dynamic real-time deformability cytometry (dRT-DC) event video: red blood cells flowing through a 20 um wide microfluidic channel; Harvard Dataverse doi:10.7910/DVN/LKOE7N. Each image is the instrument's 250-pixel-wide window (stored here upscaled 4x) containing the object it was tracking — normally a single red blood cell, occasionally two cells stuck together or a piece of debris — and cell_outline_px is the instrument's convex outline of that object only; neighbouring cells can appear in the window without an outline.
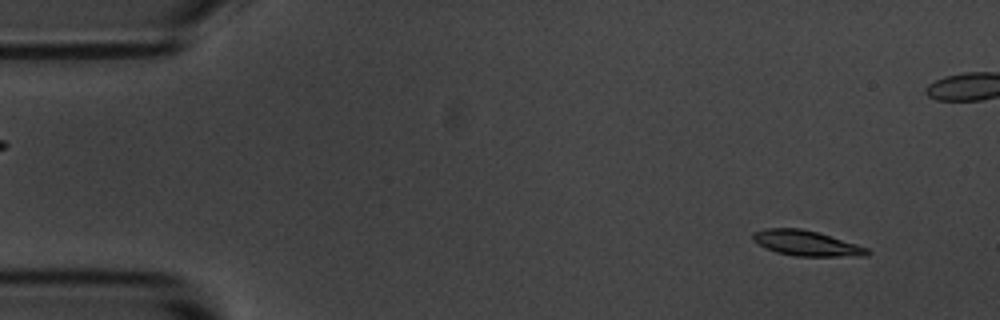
{"species": "common noctule bat (a hibernating species)", "species_latin": "Nyctalus noctula", "temperature_condition": "room temperature", "stored_images_in_passage": 55, "camera_frame_rate_fps": 3000, "um_per_image_px": 0.085, "animal": {"sex": "male", "body_mass_g": 20.1, "forearm_length_mm": 53.5}, "frame": {"image": 1, "passage_image": 4, "time_ms": 1.0, "image_size_px": [1000, 320], "cell_outline_px": [[872, 252], [868, 256], [796, 256], [776, 252], [764, 248], [752, 240], [752, 232], [764, 228], [800, 228], [816, 232], [856, 244], [868, 248]], "centroid_in_image_um": [68.51, 20.68], "position_along_channel_um": 16.5, "area_um2": 16.88}}
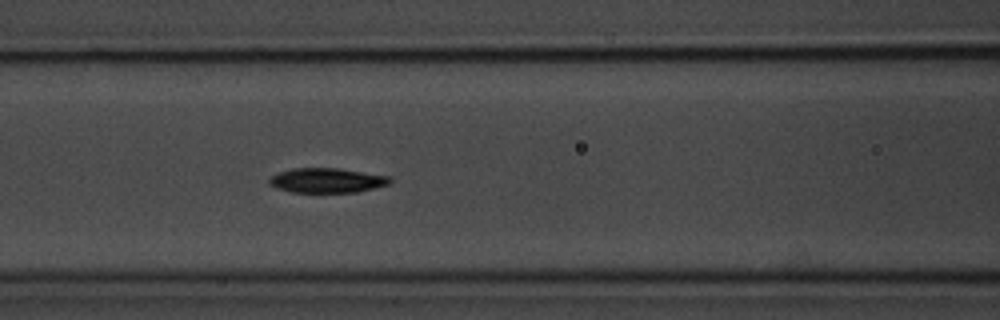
{"frame": {"image": 2, "passage_image": 22, "time_ms": 7.0, "image_size_px": [1000, 320], "cell_outline_px": [[392, 180], [388, 184], [356, 192], [292, 192], [276, 188], [268, 184], [268, 180], [272, 176], [280, 172], [292, 168], [336, 168], [392, 176]], "centroid_in_image_um": [27.78, 15.33], "position_along_channel_um": 138.8, "area_um2": 17.28}}
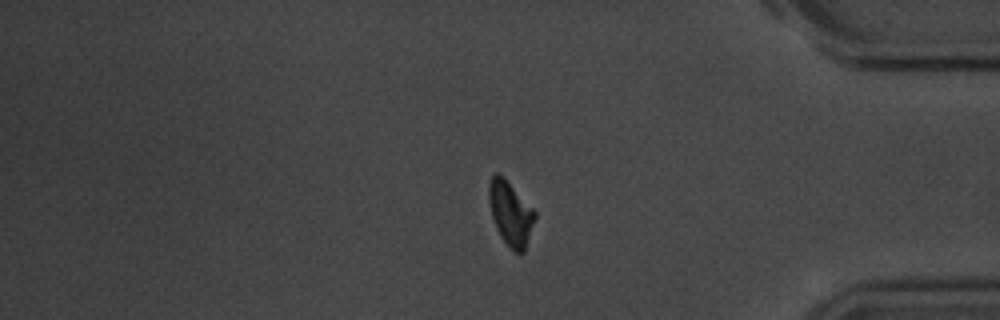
{"frame": {"image": 3, "passage_image": 45, "time_ms": 14.667, "image_size_px": [1000, 320], "cell_outline_px": [[536, 216], [524, 252], [520, 256], [512, 252], [508, 248], [500, 236], [496, 228], [492, 216], [488, 200], [488, 184], [492, 176], [496, 172], [500, 172], [504, 176], [536, 212]], "centroid_in_image_um": [43.38, 18.15], "position_along_channel_um": 391.8, "area_um2": 17.57}, "authors_computed_cell_mechanics": {"area_um2": 17.2822, "velocity_mm_per_s": 3.6243, "shape_relaxation_time_tau1_ms": 2.7715, "shape_relaxation_time_tau2_ms": 7.3904, "deformation_change_tau1": 0.1227, "deformation_change_tau2": 0.1019}}